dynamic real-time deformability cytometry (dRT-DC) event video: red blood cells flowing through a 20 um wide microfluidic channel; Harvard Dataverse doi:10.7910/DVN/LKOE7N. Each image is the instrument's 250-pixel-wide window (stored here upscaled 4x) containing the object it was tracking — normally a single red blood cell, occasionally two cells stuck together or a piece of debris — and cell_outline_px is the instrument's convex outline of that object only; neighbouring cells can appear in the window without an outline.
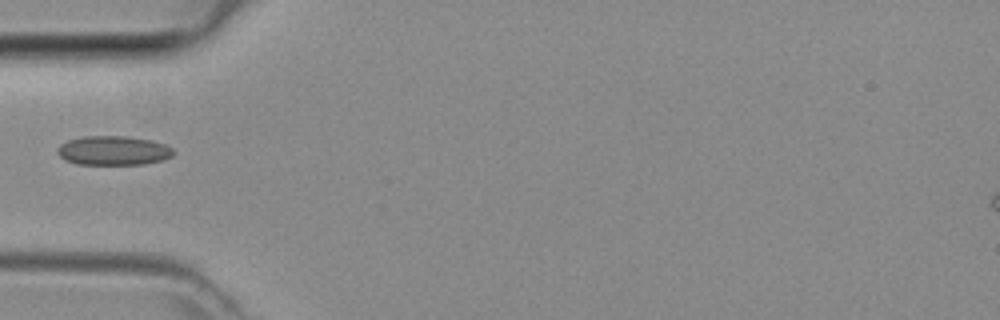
{"species": "common noctule bat (a hibernating species)", "species_latin": "Nyctalus noctula", "temperature_condition": "room temperature", "stored_images_in_passage": 32, "camera_frame_rate_fps": 3000, "um_per_image_px": 0.085, "animal": {"sex": "female", "body_mass_g": 29.2, "forearm_length_mm": 56.3}, "frame": {"image": 1, "passage_image": 1, "time_ms": 0.0, "image_size_px": [1000, 320], "cell_outline_px": [[176, 152], [172, 156], [164, 160], [144, 164], [76, 164], [64, 160], [56, 152], [56, 148], [60, 144], [68, 140], [84, 136], [124, 136], [152, 140], [164, 144], [172, 148]], "centroid_in_image_um": [9.63, 12.8], "position_along_channel_um": 75.4, "area_um2": 19.94}}
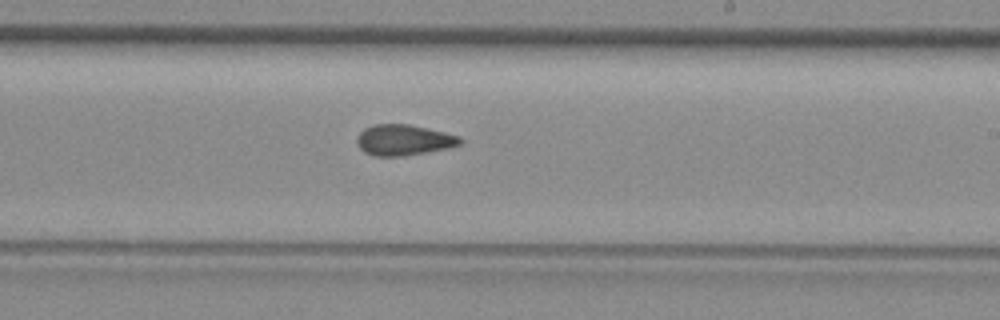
{"frame": {"image": 2, "passage_image": 13, "time_ms": 4.0, "image_size_px": [1000, 320], "cell_outline_px": [[464, 140], [460, 144], [448, 148], [400, 156], [376, 156], [364, 152], [360, 148], [356, 140], [356, 136], [364, 128], [372, 124], [408, 124], [444, 132], [460, 136]], "centroid_in_image_um": [34.29, 11.89], "position_along_channel_um": 254.7, "area_um2": 18.44}}
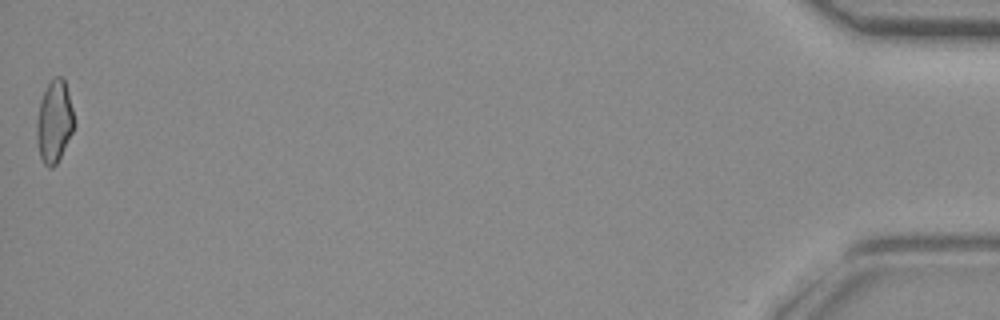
{"frame": {"image": 3, "passage_image": 32, "time_ms": 10.333, "image_size_px": [1000, 320], "cell_outline_px": [[76, 124], [56, 164], [52, 168], [48, 168], [44, 164], [40, 156], [36, 140], [36, 120], [40, 100], [48, 84], [56, 76], [60, 76], [64, 80], [68, 92]], "centroid_in_image_um": [4.6, 10.35], "position_along_channel_um": 430.6, "area_um2": 17.86}}